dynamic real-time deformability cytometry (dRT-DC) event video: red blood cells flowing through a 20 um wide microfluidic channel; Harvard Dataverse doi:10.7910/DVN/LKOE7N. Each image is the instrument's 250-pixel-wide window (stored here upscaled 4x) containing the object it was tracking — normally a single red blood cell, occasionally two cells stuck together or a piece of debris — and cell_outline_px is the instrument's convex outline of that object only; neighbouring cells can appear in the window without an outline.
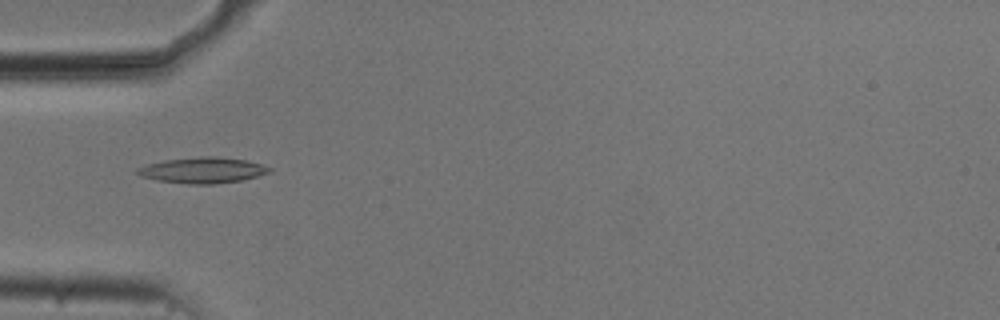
{"species": "common noctule bat (a hibernating species)", "species_latin": "Nyctalus noctula", "temperature_condition": "cold", "stored_images_in_passage": 54, "camera_frame_rate_fps": 3000, "um_per_image_px": 0.085, "animal": {"sex": "male", "body_mass_g": 20.5, "forearm_length_mm": 52.5}, "frame": {"image": 1, "passage_image": 17, "time_ms": 5.333, "image_size_px": [1000, 320], "cell_outline_px": [[272, 172], [240, 180], [212, 184], [188, 184], [156, 180], [140, 176], [136, 172], [136, 168], [148, 164], [164, 160], [200, 156], [216, 156], [244, 160], [264, 164], [272, 168]], "centroid_in_image_um": [17.22, 14.46], "position_along_channel_um": 67.8, "area_um2": 19.88}}
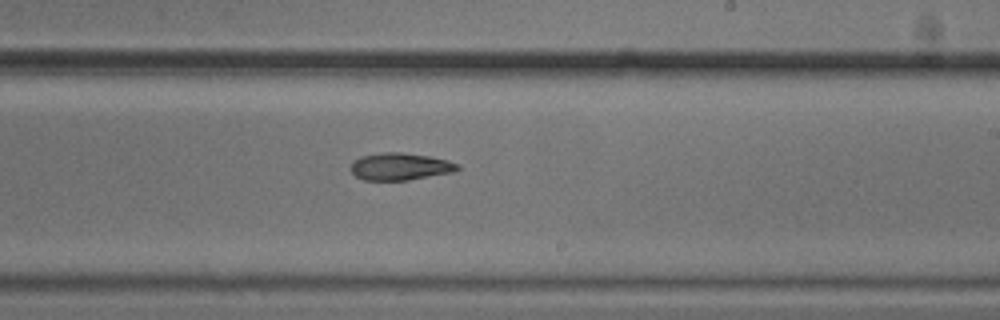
{"frame": {"image": 2, "passage_image": 32, "time_ms": 10.333, "image_size_px": [1000, 320], "cell_outline_px": [[460, 168], [452, 172], [408, 180], [364, 180], [356, 176], [348, 168], [352, 160], [360, 156], [384, 152], [400, 152], [428, 156], [448, 160], [460, 164]], "centroid_in_image_um": [33.97, 14.15], "position_along_channel_um": 255.0, "area_um2": 17.05}}
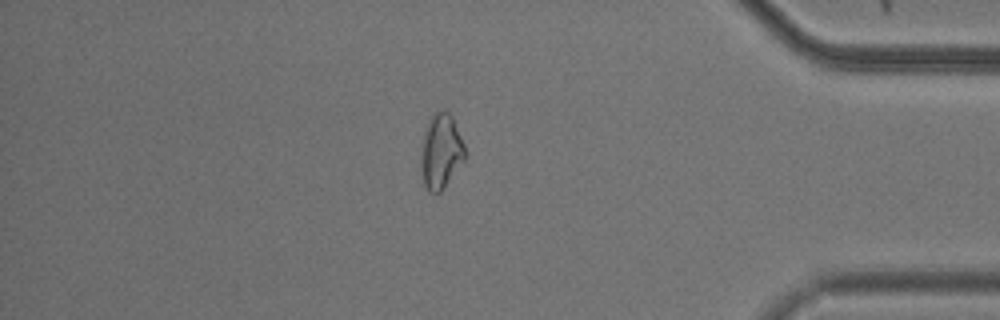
{"frame": {"image": 3, "passage_image": 46, "time_ms": 15.0, "image_size_px": [1000, 320], "cell_outline_px": [[468, 156], [444, 188], [440, 192], [428, 192], [424, 184], [420, 168], [420, 144], [424, 128], [432, 112], [440, 108], [444, 108], [452, 116], [464, 144]], "centroid_in_image_um": [37.46, 12.82], "position_along_channel_um": 397.7, "area_um2": 20.06}, "authors_computed_cell_mechanics": {"area_um2": 18.2648, "velocity_mm_per_s": 3.7288, "shape_relaxation_time_tau1_ms": 9.7393, "shape_relaxation_time_tau2_ms": null, "deformation_change_tau1": 0.1979, "deformation_change_tau2": null}}